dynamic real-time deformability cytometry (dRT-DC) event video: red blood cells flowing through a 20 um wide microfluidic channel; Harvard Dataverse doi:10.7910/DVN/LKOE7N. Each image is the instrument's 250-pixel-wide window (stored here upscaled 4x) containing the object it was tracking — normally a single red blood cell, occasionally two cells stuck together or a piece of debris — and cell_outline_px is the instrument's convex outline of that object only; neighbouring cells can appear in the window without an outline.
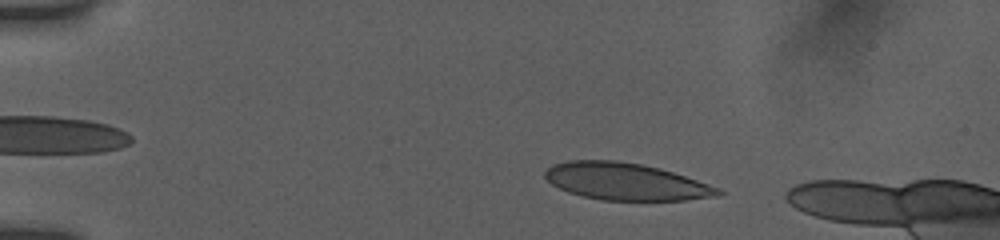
{"species": "human", "species_latin": "Homo sapiens", "temperature_condition": "room temperature", "stored_images_in_passage": 47, "camera_frame_rate_fps": 3000, "um_per_image_px": 0.085, "donor": {"sex": "female"}, "frame": {"image": 1, "passage_image": 6, "time_ms": 1.667, "image_size_px": [1000, 240], "cell_outline_px": [[724, 192], [720, 196], [684, 200], [600, 200], [568, 192], [552, 184], [544, 176], [544, 172], [552, 164], [568, 160], [616, 160], [640, 164], [660, 168], [720, 188]], "centroid_in_image_um": [53.18, 15.43], "position_along_channel_um": 31.8, "area_um2": 37.28}}
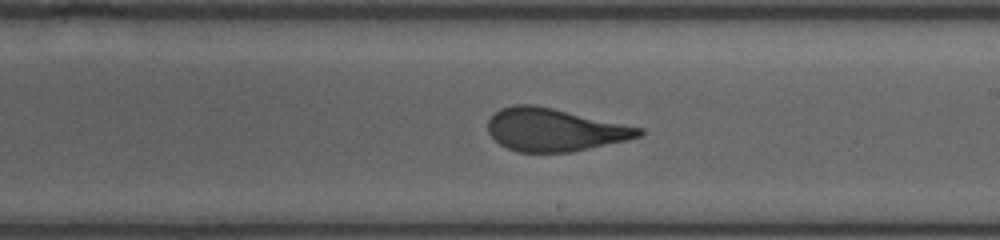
{"frame": {"image": 2, "passage_image": 28, "time_ms": 9.0, "image_size_px": [1000, 240], "cell_outline_px": [[644, 132], [640, 136], [624, 140], [572, 152], [516, 152], [500, 144], [488, 132], [488, 120], [500, 108], [512, 104], [532, 104], [552, 108], [644, 128]], "centroid_in_image_um": [47.11, 11.02], "position_along_channel_um": 241.9, "area_um2": 37.4}}
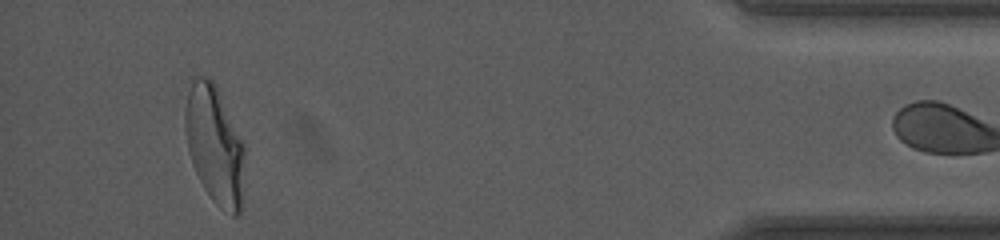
{"frame": {"image": 3, "passage_image": 46, "time_ms": 15.0, "image_size_px": [1000, 240], "cell_outline_px": [[244, 200], [240, 212], [236, 216], [232, 216], [216, 204], [212, 200], [204, 188], [196, 172], [188, 148], [184, 132], [184, 108], [192, 76], [208, 76], [212, 80], [244, 144]], "centroid_in_image_um": [18.24, 12.35], "position_along_channel_um": 417.0, "area_um2": 41.15}}